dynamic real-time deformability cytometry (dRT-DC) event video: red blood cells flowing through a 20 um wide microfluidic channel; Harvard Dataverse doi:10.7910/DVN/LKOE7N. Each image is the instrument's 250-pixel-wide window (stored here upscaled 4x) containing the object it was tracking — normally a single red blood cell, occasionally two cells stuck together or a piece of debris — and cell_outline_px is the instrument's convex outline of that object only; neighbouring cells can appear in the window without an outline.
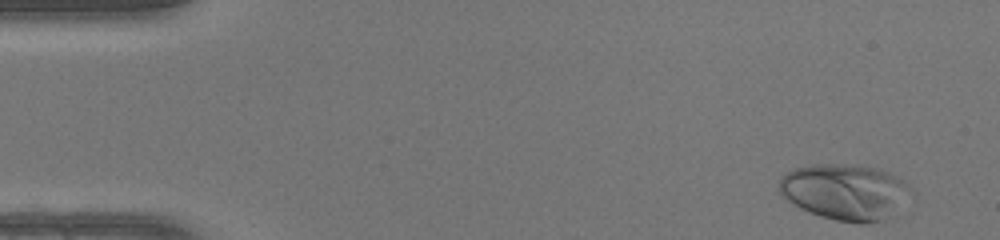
{"species": "human", "species_latin": "Homo sapiens", "temperature_condition": "warm", "stored_images_in_passage": 46, "camera_frame_rate_fps": 3000, "um_per_image_px": 0.085, "donor": {"sex": "female"}, "frame": {"image": 1, "passage_image": 1, "time_ms": 0.0, "image_size_px": [1000, 240], "cell_outline_px": [[916, 192], [880, 220], [864, 224], [860, 224], [836, 220], [820, 216], [808, 212], [800, 208], [788, 200], [780, 192], [780, 176], [784, 172], [792, 168], [808, 164], [856, 164], [880, 168], [896, 176], [908, 184]], "centroid_in_image_um": [71.8, 16.27], "position_along_channel_um": 13.2, "area_um2": 43.06}}
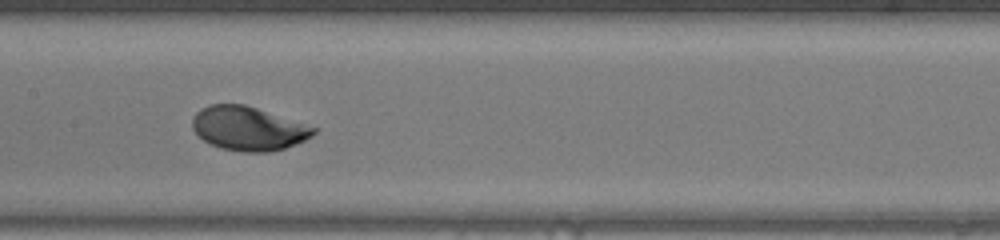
{"frame": {"image": 2, "passage_image": 22, "time_ms": 7.0, "image_size_px": [1000, 240], "cell_outline_px": [[316, 132], [312, 136], [304, 140], [284, 148], [268, 152], [244, 152], [220, 148], [204, 140], [192, 128], [192, 120], [196, 112], [200, 108], [208, 104], [244, 104], [316, 128]], "centroid_in_image_um": [21.06, 10.92], "position_along_channel_um": 186.3, "area_um2": 30.58}}
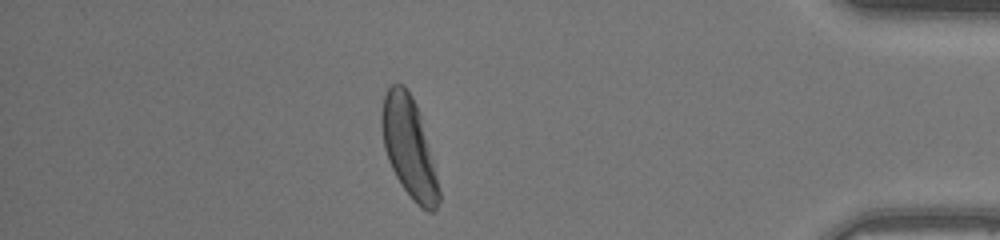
{"frame": {"image": 3, "passage_image": 40, "time_ms": 13.0, "image_size_px": [1000, 240], "cell_outline_px": [[440, 200], [436, 208], [432, 212], [428, 212], [420, 208], [412, 200], [400, 184], [388, 160], [384, 148], [380, 124], [380, 112], [384, 96], [388, 84], [404, 84], [412, 96], [416, 104], [420, 116], [436, 176], [440, 192]], "centroid_in_image_um": [34.72, 12.52], "position_along_channel_um": 400.5, "area_um2": 33.18}, "authors_computed_cell_mechanics": {"area_um2": 31.8189, "velocity_mm_per_s": 4.2583, "shape_relaxation_time_tau1_ms": 2.6036, "shape_relaxation_time_tau2_ms": null, "deformation_change_tau1": 0.1614, "deformation_change_tau2": null}}